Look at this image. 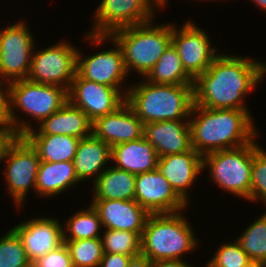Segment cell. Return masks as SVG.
<instances>
[{
  "mask_svg": "<svg viewBox=\"0 0 266 267\" xmlns=\"http://www.w3.org/2000/svg\"><path fill=\"white\" fill-rule=\"evenodd\" d=\"M131 258V255L104 252L99 267H127Z\"/></svg>",
  "mask_w": 266,
  "mask_h": 267,
  "instance_id": "cell-36",
  "label": "cell"
},
{
  "mask_svg": "<svg viewBox=\"0 0 266 267\" xmlns=\"http://www.w3.org/2000/svg\"><path fill=\"white\" fill-rule=\"evenodd\" d=\"M79 182L82 183L72 161L41 162L36 177V195L41 198L57 196Z\"/></svg>",
  "mask_w": 266,
  "mask_h": 267,
  "instance_id": "cell-24",
  "label": "cell"
},
{
  "mask_svg": "<svg viewBox=\"0 0 266 267\" xmlns=\"http://www.w3.org/2000/svg\"><path fill=\"white\" fill-rule=\"evenodd\" d=\"M88 206L86 209L76 211L63 223L64 241L101 237L104 229L102 222L93 206L91 204Z\"/></svg>",
  "mask_w": 266,
  "mask_h": 267,
  "instance_id": "cell-28",
  "label": "cell"
},
{
  "mask_svg": "<svg viewBox=\"0 0 266 267\" xmlns=\"http://www.w3.org/2000/svg\"><path fill=\"white\" fill-rule=\"evenodd\" d=\"M103 228L136 232L142 236L149 213L135 200H92Z\"/></svg>",
  "mask_w": 266,
  "mask_h": 267,
  "instance_id": "cell-20",
  "label": "cell"
},
{
  "mask_svg": "<svg viewBox=\"0 0 266 267\" xmlns=\"http://www.w3.org/2000/svg\"><path fill=\"white\" fill-rule=\"evenodd\" d=\"M253 140V164L251 170V201L262 202L266 206V152ZM256 141V142H255Z\"/></svg>",
  "mask_w": 266,
  "mask_h": 267,
  "instance_id": "cell-33",
  "label": "cell"
},
{
  "mask_svg": "<svg viewBox=\"0 0 266 267\" xmlns=\"http://www.w3.org/2000/svg\"><path fill=\"white\" fill-rule=\"evenodd\" d=\"M157 169L176 194L189 205L191 187L203 171V157L193 148L189 151L159 157ZM189 188V189H188Z\"/></svg>",
  "mask_w": 266,
  "mask_h": 267,
  "instance_id": "cell-17",
  "label": "cell"
},
{
  "mask_svg": "<svg viewBox=\"0 0 266 267\" xmlns=\"http://www.w3.org/2000/svg\"><path fill=\"white\" fill-rule=\"evenodd\" d=\"M159 9L165 8L168 0H151Z\"/></svg>",
  "mask_w": 266,
  "mask_h": 267,
  "instance_id": "cell-43",
  "label": "cell"
},
{
  "mask_svg": "<svg viewBox=\"0 0 266 267\" xmlns=\"http://www.w3.org/2000/svg\"><path fill=\"white\" fill-rule=\"evenodd\" d=\"M181 27V28H180ZM180 27L172 23V44L177 49L186 73L195 80L220 54L211 45L206 30L190 19Z\"/></svg>",
  "mask_w": 266,
  "mask_h": 267,
  "instance_id": "cell-13",
  "label": "cell"
},
{
  "mask_svg": "<svg viewBox=\"0 0 266 267\" xmlns=\"http://www.w3.org/2000/svg\"><path fill=\"white\" fill-rule=\"evenodd\" d=\"M155 20L121 28L110 35L122 48L130 75L136 71L140 77H145L172 43V24L158 25Z\"/></svg>",
  "mask_w": 266,
  "mask_h": 267,
  "instance_id": "cell-6",
  "label": "cell"
},
{
  "mask_svg": "<svg viewBox=\"0 0 266 267\" xmlns=\"http://www.w3.org/2000/svg\"><path fill=\"white\" fill-rule=\"evenodd\" d=\"M244 267H266V263L262 261L250 260Z\"/></svg>",
  "mask_w": 266,
  "mask_h": 267,
  "instance_id": "cell-41",
  "label": "cell"
},
{
  "mask_svg": "<svg viewBox=\"0 0 266 267\" xmlns=\"http://www.w3.org/2000/svg\"><path fill=\"white\" fill-rule=\"evenodd\" d=\"M36 50V51H35ZM78 48L70 41H58L33 51L28 80L56 85L69 91L76 75Z\"/></svg>",
  "mask_w": 266,
  "mask_h": 267,
  "instance_id": "cell-11",
  "label": "cell"
},
{
  "mask_svg": "<svg viewBox=\"0 0 266 267\" xmlns=\"http://www.w3.org/2000/svg\"><path fill=\"white\" fill-rule=\"evenodd\" d=\"M198 1V0H197ZM201 1H207V0H201ZM208 1H216V0H208ZM220 1V0H219ZM221 1H223V0H221ZM225 1V0H224Z\"/></svg>",
  "mask_w": 266,
  "mask_h": 267,
  "instance_id": "cell-44",
  "label": "cell"
},
{
  "mask_svg": "<svg viewBox=\"0 0 266 267\" xmlns=\"http://www.w3.org/2000/svg\"><path fill=\"white\" fill-rule=\"evenodd\" d=\"M151 267H193L188 262L185 261V258L182 260H158L151 261Z\"/></svg>",
  "mask_w": 266,
  "mask_h": 267,
  "instance_id": "cell-39",
  "label": "cell"
},
{
  "mask_svg": "<svg viewBox=\"0 0 266 267\" xmlns=\"http://www.w3.org/2000/svg\"><path fill=\"white\" fill-rule=\"evenodd\" d=\"M143 122L125 102L115 112L92 122V135L110 147L142 138Z\"/></svg>",
  "mask_w": 266,
  "mask_h": 267,
  "instance_id": "cell-18",
  "label": "cell"
},
{
  "mask_svg": "<svg viewBox=\"0 0 266 267\" xmlns=\"http://www.w3.org/2000/svg\"><path fill=\"white\" fill-rule=\"evenodd\" d=\"M23 220L11 229L21 240L27 258L31 263L48 252L62 246L64 242L63 226L60 219L37 217Z\"/></svg>",
  "mask_w": 266,
  "mask_h": 267,
  "instance_id": "cell-15",
  "label": "cell"
},
{
  "mask_svg": "<svg viewBox=\"0 0 266 267\" xmlns=\"http://www.w3.org/2000/svg\"><path fill=\"white\" fill-rule=\"evenodd\" d=\"M142 138L154 147L159 157L192 148L189 120L143 122Z\"/></svg>",
  "mask_w": 266,
  "mask_h": 267,
  "instance_id": "cell-19",
  "label": "cell"
},
{
  "mask_svg": "<svg viewBox=\"0 0 266 267\" xmlns=\"http://www.w3.org/2000/svg\"><path fill=\"white\" fill-rule=\"evenodd\" d=\"M64 242L74 267H99L104 253L101 237Z\"/></svg>",
  "mask_w": 266,
  "mask_h": 267,
  "instance_id": "cell-31",
  "label": "cell"
},
{
  "mask_svg": "<svg viewBox=\"0 0 266 267\" xmlns=\"http://www.w3.org/2000/svg\"><path fill=\"white\" fill-rule=\"evenodd\" d=\"M256 219L247 226L236 241L250 260L266 263V211Z\"/></svg>",
  "mask_w": 266,
  "mask_h": 267,
  "instance_id": "cell-29",
  "label": "cell"
},
{
  "mask_svg": "<svg viewBox=\"0 0 266 267\" xmlns=\"http://www.w3.org/2000/svg\"><path fill=\"white\" fill-rule=\"evenodd\" d=\"M83 36L92 45L100 47L101 44L111 41L113 47L88 56H84L81 49H78L76 73L85 80L116 88L126 97L128 88L124 91L121 88L130 75L127 73L120 45L110 35L87 33Z\"/></svg>",
  "mask_w": 266,
  "mask_h": 267,
  "instance_id": "cell-8",
  "label": "cell"
},
{
  "mask_svg": "<svg viewBox=\"0 0 266 267\" xmlns=\"http://www.w3.org/2000/svg\"><path fill=\"white\" fill-rule=\"evenodd\" d=\"M183 211L149 214L141 236V255L150 261L182 260L196 251L198 238Z\"/></svg>",
  "mask_w": 266,
  "mask_h": 267,
  "instance_id": "cell-5",
  "label": "cell"
},
{
  "mask_svg": "<svg viewBox=\"0 0 266 267\" xmlns=\"http://www.w3.org/2000/svg\"><path fill=\"white\" fill-rule=\"evenodd\" d=\"M264 76L266 62L220 53L194 80V104L211 109L249 110L245 97Z\"/></svg>",
  "mask_w": 266,
  "mask_h": 267,
  "instance_id": "cell-1",
  "label": "cell"
},
{
  "mask_svg": "<svg viewBox=\"0 0 266 267\" xmlns=\"http://www.w3.org/2000/svg\"><path fill=\"white\" fill-rule=\"evenodd\" d=\"M251 2H253L257 7L259 6V9L261 8L266 12V0H251Z\"/></svg>",
  "mask_w": 266,
  "mask_h": 267,
  "instance_id": "cell-42",
  "label": "cell"
},
{
  "mask_svg": "<svg viewBox=\"0 0 266 267\" xmlns=\"http://www.w3.org/2000/svg\"><path fill=\"white\" fill-rule=\"evenodd\" d=\"M72 162L81 182H94L111 163V147L93 135L80 139Z\"/></svg>",
  "mask_w": 266,
  "mask_h": 267,
  "instance_id": "cell-23",
  "label": "cell"
},
{
  "mask_svg": "<svg viewBox=\"0 0 266 267\" xmlns=\"http://www.w3.org/2000/svg\"><path fill=\"white\" fill-rule=\"evenodd\" d=\"M159 156L154 147L143 138L111 147L112 166L141 174L157 169Z\"/></svg>",
  "mask_w": 266,
  "mask_h": 267,
  "instance_id": "cell-22",
  "label": "cell"
},
{
  "mask_svg": "<svg viewBox=\"0 0 266 267\" xmlns=\"http://www.w3.org/2000/svg\"><path fill=\"white\" fill-rule=\"evenodd\" d=\"M3 162L6 163L3 172L6 188L18 210L25 204L30 190L36 193V177L41 161L29 141L24 136H17L6 150Z\"/></svg>",
  "mask_w": 266,
  "mask_h": 267,
  "instance_id": "cell-9",
  "label": "cell"
},
{
  "mask_svg": "<svg viewBox=\"0 0 266 267\" xmlns=\"http://www.w3.org/2000/svg\"><path fill=\"white\" fill-rule=\"evenodd\" d=\"M18 135L9 126L0 129V163L3 162L6 150Z\"/></svg>",
  "mask_w": 266,
  "mask_h": 267,
  "instance_id": "cell-37",
  "label": "cell"
},
{
  "mask_svg": "<svg viewBox=\"0 0 266 267\" xmlns=\"http://www.w3.org/2000/svg\"><path fill=\"white\" fill-rule=\"evenodd\" d=\"M253 141L244 146L212 152L203 156V171L225 192L251 202Z\"/></svg>",
  "mask_w": 266,
  "mask_h": 267,
  "instance_id": "cell-7",
  "label": "cell"
},
{
  "mask_svg": "<svg viewBox=\"0 0 266 267\" xmlns=\"http://www.w3.org/2000/svg\"><path fill=\"white\" fill-rule=\"evenodd\" d=\"M8 126L6 119V87L5 84L0 82V129Z\"/></svg>",
  "mask_w": 266,
  "mask_h": 267,
  "instance_id": "cell-38",
  "label": "cell"
},
{
  "mask_svg": "<svg viewBox=\"0 0 266 267\" xmlns=\"http://www.w3.org/2000/svg\"><path fill=\"white\" fill-rule=\"evenodd\" d=\"M158 10L151 0H100L87 33L111 35L115 30L151 21Z\"/></svg>",
  "mask_w": 266,
  "mask_h": 267,
  "instance_id": "cell-12",
  "label": "cell"
},
{
  "mask_svg": "<svg viewBox=\"0 0 266 267\" xmlns=\"http://www.w3.org/2000/svg\"><path fill=\"white\" fill-rule=\"evenodd\" d=\"M5 87L6 119L9 127L18 136H23L33 129V126L29 119H20L16 114L17 110L31 117L32 121L35 120L39 125L69 101L68 90L56 85L20 79L9 82Z\"/></svg>",
  "mask_w": 266,
  "mask_h": 267,
  "instance_id": "cell-4",
  "label": "cell"
},
{
  "mask_svg": "<svg viewBox=\"0 0 266 267\" xmlns=\"http://www.w3.org/2000/svg\"><path fill=\"white\" fill-rule=\"evenodd\" d=\"M144 78L156 84H194V80L184 70L179 53L172 43Z\"/></svg>",
  "mask_w": 266,
  "mask_h": 267,
  "instance_id": "cell-27",
  "label": "cell"
},
{
  "mask_svg": "<svg viewBox=\"0 0 266 267\" xmlns=\"http://www.w3.org/2000/svg\"><path fill=\"white\" fill-rule=\"evenodd\" d=\"M250 110L211 109L193 104L189 127L191 146L202 157L251 143L259 133Z\"/></svg>",
  "mask_w": 266,
  "mask_h": 267,
  "instance_id": "cell-2",
  "label": "cell"
},
{
  "mask_svg": "<svg viewBox=\"0 0 266 267\" xmlns=\"http://www.w3.org/2000/svg\"><path fill=\"white\" fill-rule=\"evenodd\" d=\"M250 261L248 255L234 239L220 244L215 254L205 264L206 267H244Z\"/></svg>",
  "mask_w": 266,
  "mask_h": 267,
  "instance_id": "cell-34",
  "label": "cell"
},
{
  "mask_svg": "<svg viewBox=\"0 0 266 267\" xmlns=\"http://www.w3.org/2000/svg\"><path fill=\"white\" fill-rule=\"evenodd\" d=\"M127 267H151V261L147 257L140 254L132 257Z\"/></svg>",
  "mask_w": 266,
  "mask_h": 267,
  "instance_id": "cell-40",
  "label": "cell"
},
{
  "mask_svg": "<svg viewBox=\"0 0 266 267\" xmlns=\"http://www.w3.org/2000/svg\"><path fill=\"white\" fill-rule=\"evenodd\" d=\"M32 264L34 267H74L69 249L65 243L59 248L39 257Z\"/></svg>",
  "mask_w": 266,
  "mask_h": 267,
  "instance_id": "cell-35",
  "label": "cell"
},
{
  "mask_svg": "<svg viewBox=\"0 0 266 267\" xmlns=\"http://www.w3.org/2000/svg\"><path fill=\"white\" fill-rule=\"evenodd\" d=\"M101 240L103 252L138 256L141 253V236L136 232L103 229Z\"/></svg>",
  "mask_w": 266,
  "mask_h": 267,
  "instance_id": "cell-30",
  "label": "cell"
},
{
  "mask_svg": "<svg viewBox=\"0 0 266 267\" xmlns=\"http://www.w3.org/2000/svg\"><path fill=\"white\" fill-rule=\"evenodd\" d=\"M68 98L92 122L101 116L115 112L126 102V97L118 89L85 80L77 73L68 91Z\"/></svg>",
  "mask_w": 266,
  "mask_h": 267,
  "instance_id": "cell-14",
  "label": "cell"
},
{
  "mask_svg": "<svg viewBox=\"0 0 266 267\" xmlns=\"http://www.w3.org/2000/svg\"><path fill=\"white\" fill-rule=\"evenodd\" d=\"M20 19L0 30V82L27 79L36 46L32 30Z\"/></svg>",
  "mask_w": 266,
  "mask_h": 267,
  "instance_id": "cell-10",
  "label": "cell"
},
{
  "mask_svg": "<svg viewBox=\"0 0 266 267\" xmlns=\"http://www.w3.org/2000/svg\"><path fill=\"white\" fill-rule=\"evenodd\" d=\"M135 201L149 214L180 212L188 206L158 169L136 175Z\"/></svg>",
  "mask_w": 266,
  "mask_h": 267,
  "instance_id": "cell-16",
  "label": "cell"
},
{
  "mask_svg": "<svg viewBox=\"0 0 266 267\" xmlns=\"http://www.w3.org/2000/svg\"><path fill=\"white\" fill-rule=\"evenodd\" d=\"M136 175L108 166L92 183L91 200H135Z\"/></svg>",
  "mask_w": 266,
  "mask_h": 267,
  "instance_id": "cell-25",
  "label": "cell"
},
{
  "mask_svg": "<svg viewBox=\"0 0 266 267\" xmlns=\"http://www.w3.org/2000/svg\"><path fill=\"white\" fill-rule=\"evenodd\" d=\"M36 127L24 135H69L78 139L92 135V121L70 101Z\"/></svg>",
  "mask_w": 266,
  "mask_h": 267,
  "instance_id": "cell-21",
  "label": "cell"
},
{
  "mask_svg": "<svg viewBox=\"0 0 266 267\" xmlns=\"http://www.w3.org/2000/svg\"><path fill=\"white\" fill-rule=\"evenodd\" d=\"M194 84H156L140 80L129 85L126 103L142 122L189 120Z\"/></svg>",
  "mask_w": 266,
  "mask_h": 267,
  "instance_id": "cell-3",
  "label": "cell"
},
{
  "mask_svg": "<svg viewBox=\"0 0 266 267\" xmlns=\"http://www.w3.org/2000/svg\"><path fill=\"white\" fill-rule=\"evenodd\" d=\"M31 264L17 234L12 229L5 232L0 237V267H28Z\"/></svg>",
  "mask_w": 266,
  "mask_h": 267,
  "instance_id": "cell-32",
  "label": "cell"
},
{
  "mask_svg": "<svg viewBox=\"0 0 266 267\" xmlns=\"http://www.w3.org/2000/svg\"><path fill=\"white\" fill-rule=\"evenodd\" d=\"M41 162L73 161L80 139L69 135H23Z\"/></svg>",
  "mask_w": 266,
  "mask_h": 267,
  "instance_id": "cell-26",
  "label": "cell"
}]
</instances>
